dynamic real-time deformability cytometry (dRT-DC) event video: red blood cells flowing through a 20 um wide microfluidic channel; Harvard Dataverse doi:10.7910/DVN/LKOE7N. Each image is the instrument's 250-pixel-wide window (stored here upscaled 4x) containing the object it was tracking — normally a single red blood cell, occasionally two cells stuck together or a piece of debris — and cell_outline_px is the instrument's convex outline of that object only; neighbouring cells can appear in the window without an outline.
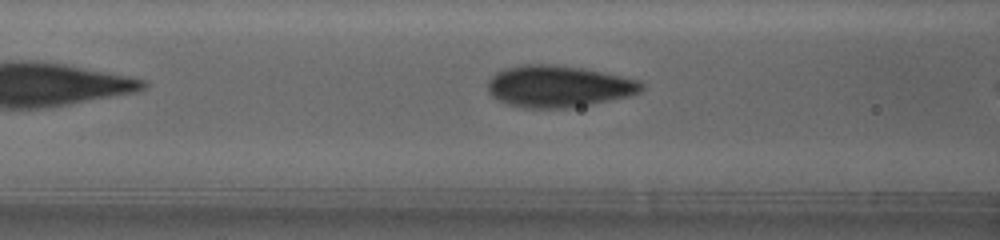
{"species": "human", "species_latin": "Homo sapiens", "temperature_condition": "warm", "stored_images_in_passage": 13, "camera_frame_rate_fps": 3000, "um_per_image_px": 0.085, "donor": {"sex": "female"}, "frame": {"image": 1, "passage_image": 10, "time_ms": 3.0, "image_size_px": [1000, 240], "cell_outline_px": [[644, 88], [640, 92], [632, 96], [572, 108], [524, 108], [508, 104], [496, 100], [488, 92], [488, 80], [496, 72], [504, 68], [520, 64], [552, 64], [580, 68], [640, 80], [644, 84]], "centroid_in_image_um": [47.46, 7.35], "position_along_channel_um": 119.1, "area_um2": 37.69}}